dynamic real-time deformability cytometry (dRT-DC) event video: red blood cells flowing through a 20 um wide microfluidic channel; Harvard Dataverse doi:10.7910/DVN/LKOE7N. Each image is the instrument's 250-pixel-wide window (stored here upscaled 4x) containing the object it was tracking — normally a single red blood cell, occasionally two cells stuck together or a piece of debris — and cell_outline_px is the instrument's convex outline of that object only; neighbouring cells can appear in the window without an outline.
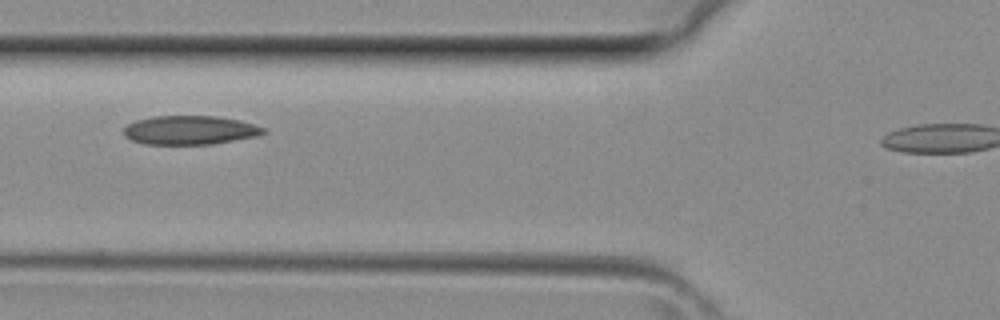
{"species": "common noctule bat (a hibernating species)", "species_latin": "Nyctalus noctula", "temperature_condition": "room temperature", "stored_images_in_passage": 4, "segment_of_instrument_passage": [1, 2], "camera_frame_rate_fps": 3000, "um_per_image_px": 0.085, "animal": {"sex": "female", "body_mass_g": 29.2, "forearm_length_mm": 56.3}, "frame": {"image": 1, "passage_image": 3, "time_ms": 0.667, "image_size_px": [1000, 320], "cell_outline_px": [[268, 132], [256, 136], [212, 144], [144, 144], [132, 140], [124, 136], [124, 128], [128, 124], [136, 120], [152, 116], [216, 116], [240, 120], [264, 128]], "centroid_in_image_um": [16.13, 11.06], "position_along_channel_um": 109.7, "area_um2": 23.47}}